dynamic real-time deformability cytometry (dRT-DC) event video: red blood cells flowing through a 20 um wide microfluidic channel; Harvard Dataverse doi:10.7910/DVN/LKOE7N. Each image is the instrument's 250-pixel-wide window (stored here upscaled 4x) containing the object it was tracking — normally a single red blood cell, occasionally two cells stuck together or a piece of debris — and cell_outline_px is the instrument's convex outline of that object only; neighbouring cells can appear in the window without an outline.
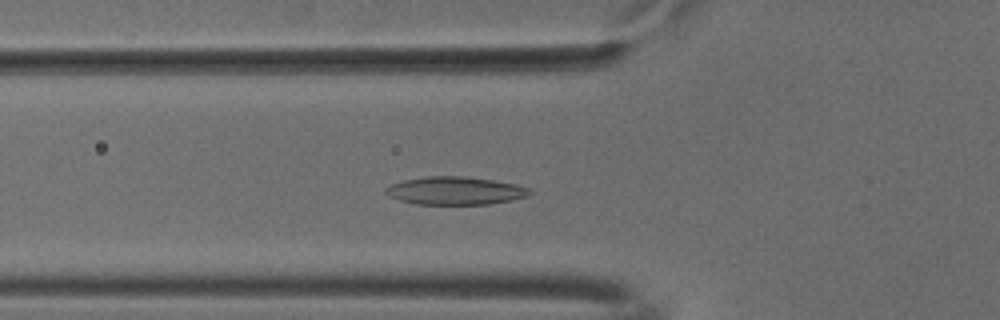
{"species": "common noctule bat (a hibernating species)", "species_latin": "Nyctalus noctula", "temperature_condition": "cold", "stored_images_in_passage": 53, "camera_frame_rate_fps": 3000, "um_per_image_px": 0.085, "animal": {"sex": "male", "body_mass_g": 18.8}, "frame": {"image": 1, "passage_image": 18, "time_ms": 5.667, "image_size_px": [1000, 320], "cell_outline_px": [[532, 192], [528, 196], [512, 200], [488, 204], [416, 204], [400, 200], [388, 196], [384, 192], [384, 188], [392, 184], [404, 180], [424, 176], [464, 176], [492, 180], [516, 184], [528, 188]], "centroid_in_image_um": [38.67, 16.21], "position_along_channel_um": 87.1, "area_um2": 23.47}}
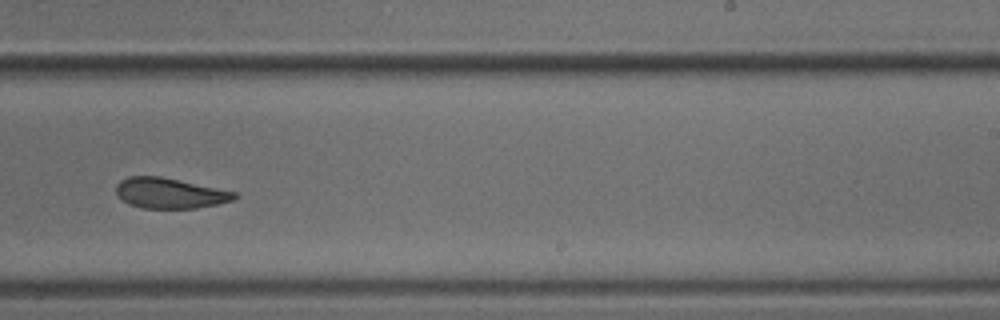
{"frame": {"image": 2, "passage_image": 33, "time_ms": 10.667, "image_size_px": [1000, 320], "cell_outline_px": [[236, 200], [196, 208], [144, 208], [128, 204], [120, 200], [116, 196], [116, 184], [120, 180], [128, 176], [160, 176], [236, 192]], "centroid_in_image_um": [14.37, 16.42], "position_along_channel_um": 274.6, "area_um2": 21.04}}
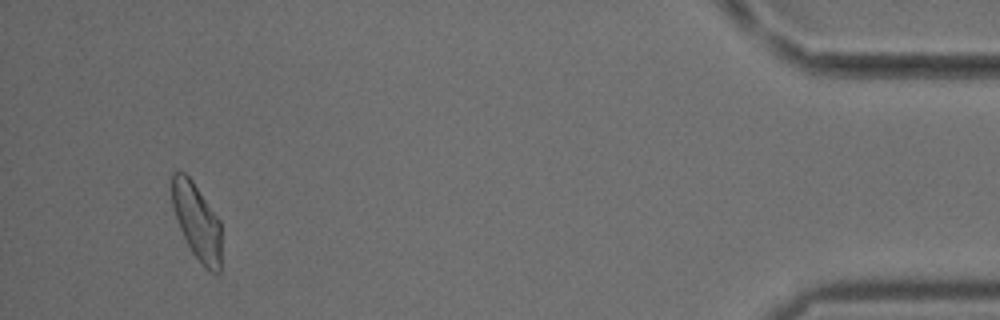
{"frame": {"image": 3, "passage_image": 50, "time_ms": 16.333, "image_size_px": [1000, 320], "cell_outline_px": [[220, 272], [212, 272], [204, 268], [192, 252], [180, 228], [172, 204], [172, 172], [184, 172], [192, 180], [220, 220]], "centroid_in_image_um": [16.74, 18.83], "position_along_channel_um": 418.5, "area_um2": 21.62}, "authors_computed_cell_mechanics": {"area_um2": 22.5998, "velocity_mm_per_s": 3.7386, "shape_relaxation_time_tau1_ms": 8.2615, "shape_relaxation_time_tau2_ms": 3.915, "deformation_change_tau1": 0.1562, "deformation_change_tau2": 0.1059}}